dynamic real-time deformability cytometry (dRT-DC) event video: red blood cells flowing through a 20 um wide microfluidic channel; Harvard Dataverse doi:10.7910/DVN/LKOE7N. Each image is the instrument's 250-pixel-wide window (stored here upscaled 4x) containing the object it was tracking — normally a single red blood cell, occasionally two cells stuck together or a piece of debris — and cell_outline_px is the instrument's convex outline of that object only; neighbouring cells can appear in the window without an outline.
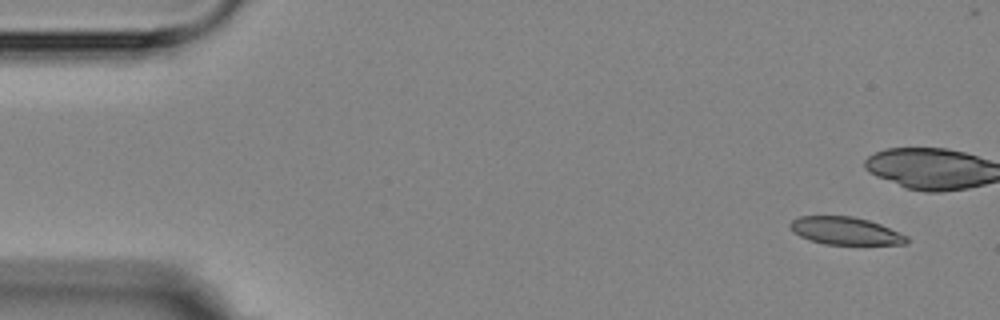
{"species": "Egyptian fruit bat (a non-hibernating species)", "species_latin": "Rousettus aegyptiacus", "temperature_condition": "room temperature", "stored_images_in_passage": 7, "camera_frame_rate_fps": 3000, "um_per_image_px": 0.085, "animal": {"sex": "female"}, "frame": {"image": 1, "passage_image": 1, "time_ms": 0.0, "image_size_px": [1000, 320], "cell_outline_px": [[908, 244], [824, 244], [808, 240], [800, 236], [788, 224], [792, 220], [800, 216], [852, 216], [868, 220], [880, 224], [908, 236]], "centroid_in_image_um": [71.87, 19.62], "position_along_channel_um": 13.1, "area_um2": 18.61}}